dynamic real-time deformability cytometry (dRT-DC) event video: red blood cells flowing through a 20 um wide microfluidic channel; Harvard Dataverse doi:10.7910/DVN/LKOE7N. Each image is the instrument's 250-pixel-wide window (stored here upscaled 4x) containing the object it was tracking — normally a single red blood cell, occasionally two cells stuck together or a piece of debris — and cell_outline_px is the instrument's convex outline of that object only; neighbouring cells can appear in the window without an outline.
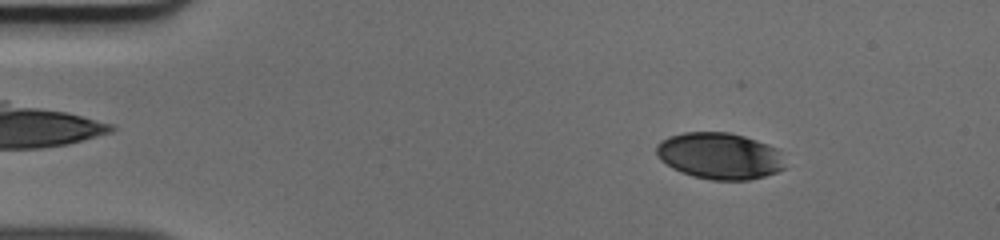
{"species": "human", "species_latin": "Homo sapiens", "temperature_condition": "cold", "stored_images_in_passage": 50, "camera_frame_rate_fps": 3000, "um_per_image_px": 0.085, "donor": {"sex": "male"}, "frame": {"image": 1, "passage_image": 7, "time_ms": 2.0, "image_size_px": [1000, 240], "cell_outline_px": [[784, 168], [776, 172], [764, 176], [748, 180], [712, 180], [692, 176], [680, 172], [672, 168], [660, 160], [656, 156], [656, 144], [660, 140], [668, 136], [684, 132], [732, 132], [768, 144], [776, 148]], "centroid_in_image_um": [61.09, 13.24], "position_along_channel_um": 23.9, "area_um2": 34.91}}
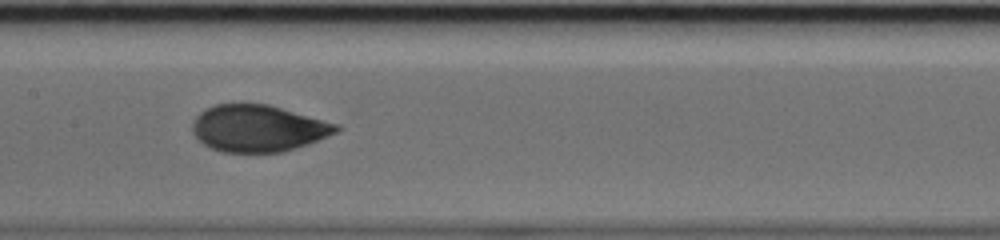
{"frame": {"image": 2, "passage_image": 25, "time_ms": 8.0, "image_size_px": [1000, 240], "cell_outline_px": [[340, 128], [336, 132], [308, 144], [280, 152], [220, 152], [204, 144], [192, 132], [192, 120], [204, 108], [216, 104], [268, 104], [340, 124]], "centroid_in_image_um": [21.92, 10.9], "position_along_channel_um": 185.5, "area_um2": 39.13}}
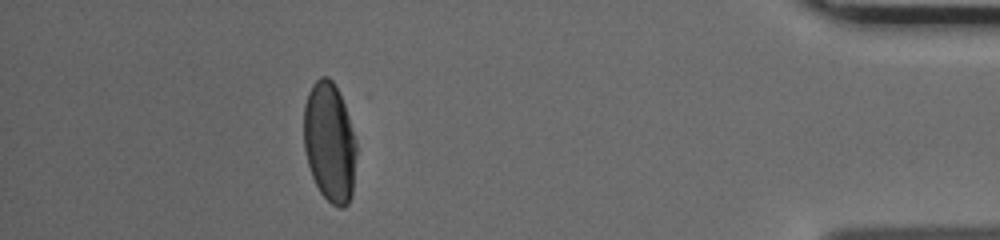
{"frame": {"image": 3, "passage_image": 45, "time_ms": 14.667, "image_size_px": [1000, 240], "cell_outline_px": [[356, 156], [352, 196], [348, 204], [344, 208], [340, 208], [332, 204], [320, 192], [312, 176], [308, 164], [304, 148], [304, 104], [308, 92], [312, 84], [320, 76], [328, 76], [332, 80], [344, 104], [356, 140]], "centroid_in_image_um": [28.01, 12.1], "position_along_channel_um": 407.2, "area_um2": 36.76}}